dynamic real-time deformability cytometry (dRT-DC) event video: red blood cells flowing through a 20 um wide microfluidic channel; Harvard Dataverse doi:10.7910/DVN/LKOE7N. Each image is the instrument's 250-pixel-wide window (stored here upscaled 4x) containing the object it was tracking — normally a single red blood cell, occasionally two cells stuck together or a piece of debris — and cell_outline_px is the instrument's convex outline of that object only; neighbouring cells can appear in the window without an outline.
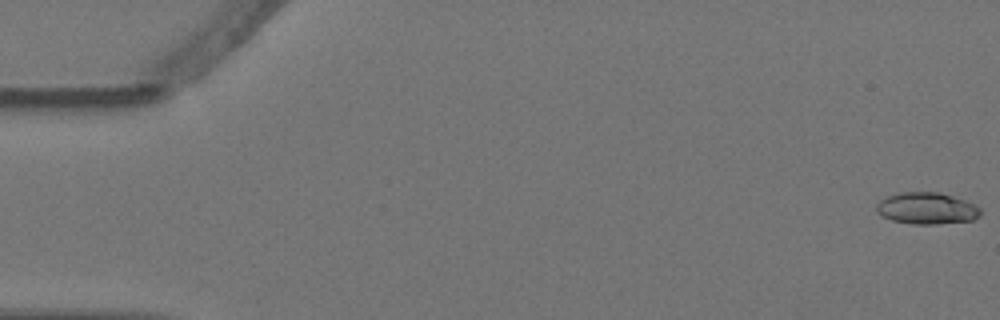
{"species": "Egyptian fruit bat (a non-hibernating species)", "species_latin": "Rousettus aegyptiacus", "temperature_condition": "warm", "stored_images_in_passage": 5, "camera_frame_rate_fps": 3000, "um_per_image_px": 0.085, "animal": {"sex": "female"}, "frame": {"image": 1, "passage_image": 1, "time_ms": 0.0, "image_size_px": [1000, 320], "cell_outline_px": [[980, 216], [972, 220], [936, 224], [912, 224], [892, 220], [880, 216], [876, 212], [876, 204], [880, 200], [888, 196], [900, 192], [940, 192], [976, 204], [980, 208]], "centroid_in_image_um": [78.75, 17.71], "position_along_channel_um": 6.2, "area_um2": 19.31}}
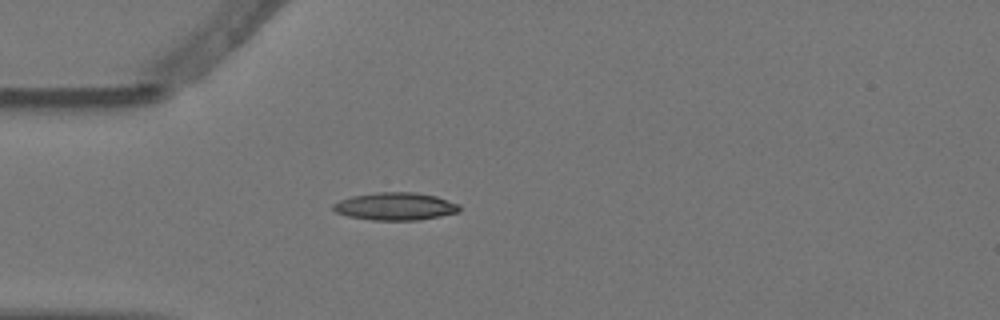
{"frame": {"image": 2, "passage_image": 5, "time_ms": 1.333, "image_size_px": [1000, 320], "cell_outline_px": [[460, 212], [420, 220], [372, 220], [348, 216], [336, 212], [332, 208], [332, 204], [340, 200], [352, 196], [376, 192], [416, 192], [436, 196], [460, 204]], "centroid_in_image_um": [33.62, 17.54], "position_along_channel_um": 51.4, "area_um2": 20.46}}